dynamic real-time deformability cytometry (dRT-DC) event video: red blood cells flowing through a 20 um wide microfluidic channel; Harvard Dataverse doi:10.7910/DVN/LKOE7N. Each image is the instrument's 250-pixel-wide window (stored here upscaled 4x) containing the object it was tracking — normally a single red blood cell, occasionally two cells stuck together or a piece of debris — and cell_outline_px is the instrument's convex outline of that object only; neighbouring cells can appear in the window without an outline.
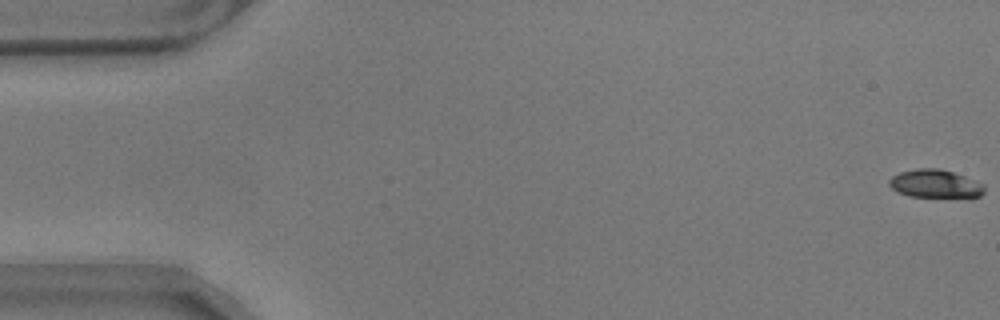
{"species": "common noctule bat (a hibernating species)", "species_latin": "Nyctalus noctula", "temperature_condition": "warm", "stored_images_in_passage": 58, "camera_frame_rate_fps": 3000, "um_per_image_px": 0.085, "animal": {"sex": "male", "body_mass_g": 17.9}, "frame": {"image": 1, "passage_image": 1, "time_ms": 0.0, "image_size_px": [1000, 320], "cell_outline_px": [[984, 192], [980, 196], [908, 196], [896, 192], [888, 184], [888, 180], [892, 176], [900, 172], [920, 168], [940, 168], [964, 176], [984, 184]], "centroid_in_image_um": [79.44, 15.6], "position_along_channel_um": 5.6, "area_um2": 15.37}}
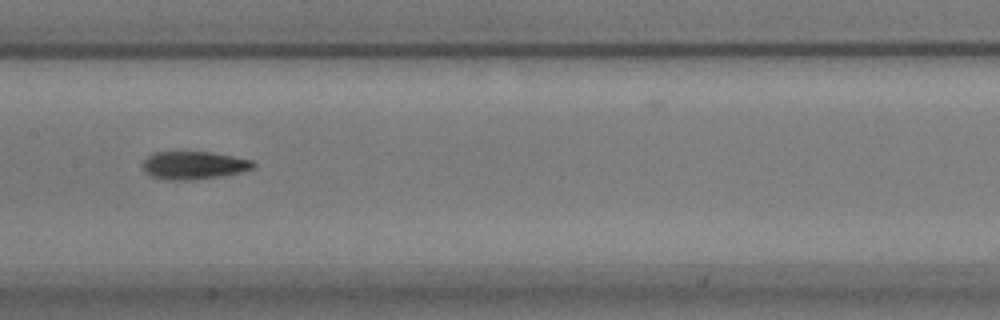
{"frame": {"image": 2, "passage_image": 29, "time_ms": 9.333, "image_size_px": [1000, 320], "cell_outline_px": [[256, 164], [252, 168], [220, 176], [192, 180], [168, 180], [152, 176], [144, 172], [140, 164], [148, 156], [156, 152], [212, 152], [252, 160]], "centroid_in_image_um": [16.41, 14.05], "position_along_channel_um": 191.0, "area_um2": 17.86}}
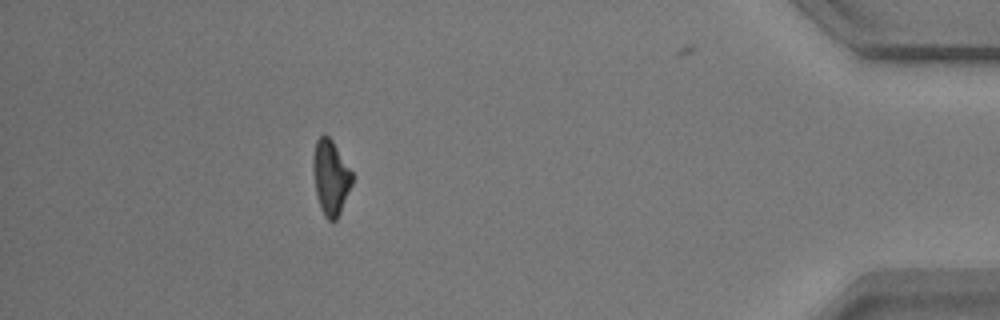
{"frame": {"image": 3, "passage_image": 52, "time_ms": 17.0, "image_size_px": [1000, 320], "cell_outline_px": [[352, 184], [340, 212], [336, 220], [328, 220], [324, 216], [320, 208], [316, 196], [312, 168], [312, 156], [316, 140], [324, 132], [332, 140], [352, 172]], "centroid_in_image_um": [28.07, 15.06], "position_along_channel_um": 407.1, "area_um2": 17.11}, "authors_computed_cell_mechanics": {"area_um2": 17.3689, "velocity_mm_per_s": 3.5244, "shape_relaxation_time_tau1_ms": 7.1535, "shape_relaxation_time_tau2_ms": 3.9156, "deformation_change_tau1": 0.2091, "deformation_change_tau2": 0.1179}}